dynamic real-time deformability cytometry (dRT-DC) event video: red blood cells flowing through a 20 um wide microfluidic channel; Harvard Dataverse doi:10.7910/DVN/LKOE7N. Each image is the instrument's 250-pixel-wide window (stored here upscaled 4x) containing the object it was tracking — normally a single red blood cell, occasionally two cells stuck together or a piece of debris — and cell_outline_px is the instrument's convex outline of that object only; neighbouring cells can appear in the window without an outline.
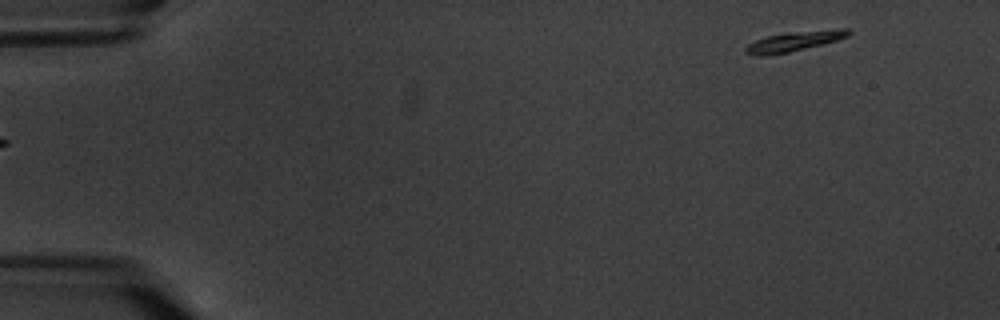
{"species": "common noctule bat (a hibernating species)", "species_latin": "Nyctalus noctula", "temperature_condition": "warm", "stored_images_in_passage": 6, "segment_of_instrument_passage": [2, 2], "camera_frame_rate_fps": 3000, "um_per_image_px": 0.085, "animal": {"sex": "male", "body_mass_g": 20.1, "forearm_length_mm": 53.5}, "frame": {"image": 1, "passage_image": 6, "time_ms": 6.667, "image_size_px": [1000, 320], "cell_outline_px": [[852, 32], [848, 36], [836, 40], [788, 52], [764, 56], [760, 56], [744, 52], [744, 48], [748, 44], [756, 40], [768, 36], [788, 32], [836, 28], [848, 28]], "centroid_in_image_um": [67.52, 3.49], "position_along_channel_um": 17.5, "area_um2": 11.79}}